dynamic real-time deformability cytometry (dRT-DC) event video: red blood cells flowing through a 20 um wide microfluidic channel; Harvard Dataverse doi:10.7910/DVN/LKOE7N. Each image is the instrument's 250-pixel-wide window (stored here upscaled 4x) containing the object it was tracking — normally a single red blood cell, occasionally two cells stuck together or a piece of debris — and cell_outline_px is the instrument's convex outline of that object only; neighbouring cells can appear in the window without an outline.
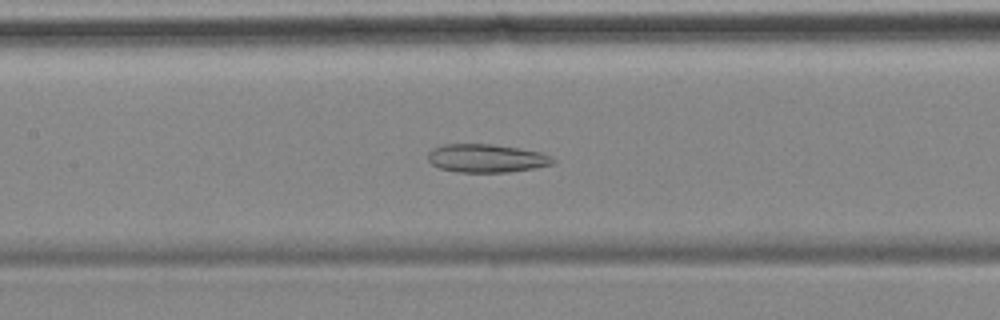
{"species": "common noctule bat (a hibernating species)", "species_latin": "Nyctalus noctula", "temperature_condition": "cold", "stored_images_in_passage": 57, "camera_frame_rate_fps": 3000, "um_per_image_px": 0.085, "animal": {"sex": "female", "body_mass_g": 18.4}, "frame": {"image": 1, "passage_image": 25, "time_ms": 8.0, "image_size_px": [1000, 320], "cell_outline_px": [[556, 160], [552, 164], [532, 168], [508, 172], [460, 172], [440, 168], [432, 164], [428, 160], [428, 152], [432, 148], [444, 144], [492, 144], [540, 152], [552, 156]], "centroid_in_image_um": [41.33, 13.45], "position_along_channel_um": 166.1, "area_um2": 20.46}}
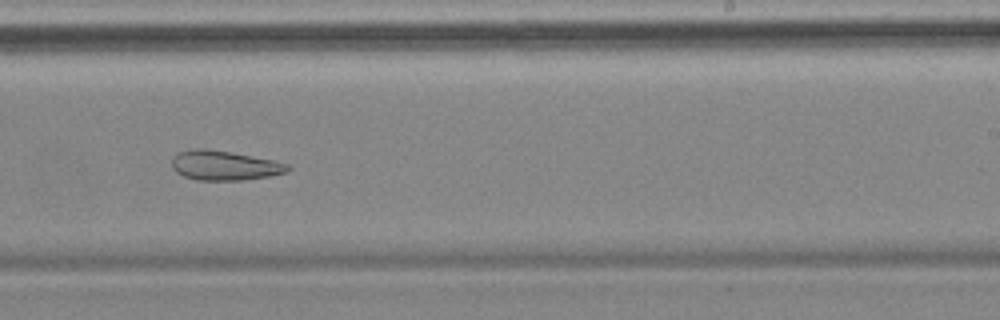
{"frame": {"image": 2, "passage_image": 34, "time_ms": 11.0, "image_size_px": [1000, 320], "cell_outline_px": [[292, 168], [288, 172], [268, 176], [240, 180], [196, 180], [184, 176], [176, 172], [172, 168], [172, 160], [176, 152], [196, 148], [204, 148], [232, 152], [272, 160], [288, 164]], "centroid_in_image_um": [19.05, 14.06], "position_along_channel_um": 269.9, "area_um2": 20.0}}
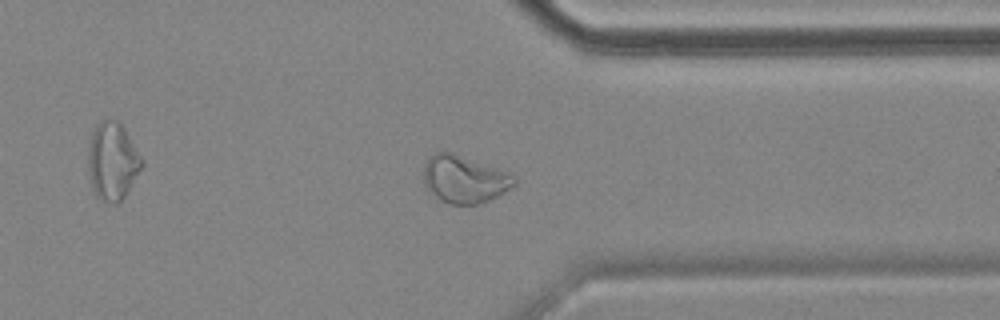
{"frame": {"image": 3, "passage_image": 43, "time_ms": 14.0, "image_size_px": [1000, 320], "cell_outline_px": [[516, 184], [504, 192], [488, 200], [476, 204], [448, 204], [440, 200], [428, 192], [424, 184], [424, 164], [428, 156], [436, 152], [452, 152], [496, 168], [512, 176], [516, 180]], "centroid_in_image_um": [39.4, 15.24], "position_along_channel_um": 372.0, "area_um2": 24.85}, "authors_computed_cell_mechanics": {"area_um2": 27.0504, "velocity_mm_per_s": 3.4768, "shape_relaxation_time_tau1_ms": null, "shape_relaxation_time_tau2_ms": 5.5262, "deformation_change_tau1": null, "deformation_change_tau2": 0.1379}}